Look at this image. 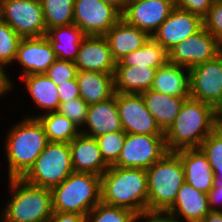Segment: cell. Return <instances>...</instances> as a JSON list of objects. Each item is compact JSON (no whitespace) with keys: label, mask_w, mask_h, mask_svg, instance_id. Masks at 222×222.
Listing matches in <instances>:
<instances>
[{"label":"cell","mask_w":222,"mask_h":222,"mask_svg":"<svg viewBox=\"0 0 222 222\" xmlns=\"http://www.w3.org/2000/svg\"><path fill=\"white\" fill-rule=\"evenodd\" d=\"M48 142L70 143L81 132L79 127L59 112H50L38 117Z\"/></svg>","instance_id":"cell-30"},{"label":"cell","mask_w":222,"mask_h":222,"mask_svg":"<svg viewBox=\"0 0 222 222\" xmlns=\"http://www.w3.org/2000/svg\"><path fill=\"white\" fill-rule=\"evenodd\" d=\"M80 98L88 105L105 101L115 95L113 74L77 70Z\"/></svg>","instance_id":"cell-24"},{"label":"cell","mask_w":222,"mask_h":222,"mask_svg":"<svg viewBox=\"0 0 222 222\" xmlns=\"http://www.w3.org/2000/svg\"><path fill=\"white\" fill-rule=\"evenodd\" d=\"M74 63L77 70L114 74L117 62L104 36L85 35Z\"/></svg>","instance_id":"cell-17"},{"label":"cell","mask_w":222,"mask_h":222,"mask_svg":"<svg viewBox=\"0 0 222 222\" xmlns=\"http://www.w3.org/2000/svg\"><path fill=\"white\" fill-rule=\"evenodd\" d=\"M151 89L174 97H190L189 69L167 62L157 69Z\"/></svg>","instance_id":"cell-25"},{"label":"cell","mask_w":222,"mask_h":222,"mask_svg":"<svg viewBox=\"0 0 222 222\" xmlns=\"http://www.w3.org/2000/svg\"><path fill=\"white\" fill-rule=\"evenodd\" d=\"M121 19V13L102 0H74L73 23L84 35L104 36Z\"/></svg>","instance_id":"cell-11"},{"label":"cell","mask_w":222,"mask_h":222,"mask_svg":"<svg viewBox=\"0 0 222 222\" xmlns=\"http://www.w3.org/2000/svg\"><path fill=\"white\" fill-rule=\"evenodd\" d=\"M46 31L73 24L74 0H40Z\"/></svg>","instance_id":"cell-31"},{"label":"cell","mask_w":222,"mask_h":222,"mask_svg":"<svg viewBox=\"0 0 222 222\" xmlns=\"http://www.w3.org/2000/svg\"><path fill=\"white\" fill-rule=\"evenodd\" d=\"M47 222H86V216L76 213L53 212Z\"/></svg>","instance_id":"cell-43"},{"label":"cell","mask_w":222,"mask_h":222,"mask_svg":"<svg viewBox=\"0 0 222 222\" xmlns=\"http://www.w3.org/2000/svg\"><path fill=\"white\" fill-rule=\"evenodd\" d=\"M174 8V0H129L121 18L151 37Z\"/></svg>","instance_id":"cell-14"},{"label":"cell","mask_w":222,"mask_h":222,"mask_svg":"<svg viewBox=\"0 0 222 222\" xmlns=\"http://www.w3.org/2000/svg\"><path fill=\"white\" fill-rule=\"evenodd\" d=\"M60 103L80 97V89L76 78L57 86Z\"/></svg>","instance_id":"cell-41"},{"label":"cell","mask_w":222,"mask_h":222,"mask_svg":"<svg viewBox=\"0 0 222 222\" xmlns=\"http://www.w3.org/2000/svg\"><path fill=\"white\" fill-rule=\"evenodd\" d=\"M5 138L8 179L22 178L48 143L45 129L38 118L23 116L8 128Z\"/></svg>","instance_id":"cell-1"},{"label":"cell","mask_w":222,"mask_h":222,"mask_svg":"<svg viewBox=\"0 0 222 222\" xmlns=\"http://www.w3.org/2000/svg\"><path fill=\"white\" fill-rule=\"evenodd\" d=\"M52 45L57 59L75 61L80 44L85 36L74 23L61 27H54L45 35Z\"/></svg>","instance_id":"cell-28"},{"label":"cell","mask_w":222,"mask_h":222,"mask_svg":"<svg viewBox=\"0 0 222 222\" xmlns=\"http://www.w3.org/2000/svg\"><path fill=\"white\" fill-rule=\"evenodd\" d=\"M201 222H222V211H210Z\"/></svg>","instance_id":"cell-46"},{"label":"cell","mask_w":222,"mask_h":222,"mask_svg":"<svg viewBox=\"0 0 222 222\" xmlns=\"http://www.w3.org/2000/svg\"><path fill=\"white\" fill-rule=\"evenodd\" d=\"M121 130L123 127L116 104L115 92V95L110 99L89 105L86 122L80 132L96 138L106 133Z\"/></svg>","instance_id":"cell-18"},{"label":"cell","mask_w":222,"mask_h":222,"mask_svg":"<svg viewBox=\"0 0 222 222\" xmlns=\"http://www.w3.org/2000/svg\"><path fill=\"white\" fill-rule=\"evenodd\" d=\"M216 110L201 101L188 98L183 102L175 121L164 132L168 152L199 148L215 130Z\"/></svg>","instance_id":"cell-3"},{"label":"cell","mask_w":222,"mask_h":222,"mask_svg":"<svg viewBox=\"0 0 222 222\" xmlns=\"http://www.w3.org/2000/svg\"><path fill=\"white\" fill-rule=\"evenodd\" d=\"M189 85L190 98L217 111L222 106V53L189 69Z\"/></svg>","instance_id":"cell-10"},{"label":"cell","mask_w":222,"mask_h":222,"mask_svg":"<svg viewBox=\"0 0 222 222\" xmlns=\"http://www.w3.org/2000/svg\"><path fill=\"white\" fill-rule=\"evenodd\" d=\"M88 107L89 105L79 97L60 103L57 112L66 116L81 129L86 122Z\"/></svg>","instance_id":"cell-36"},{"label":"cell","mask_w":222,"mask_h":222,"mask_svg":"<svg viewBox=\"0 0 222 222\" xmlns=\"http://www.w3.org/2000/svg\"><path fill=\"white\" fill-rule=\"evenodd\" d=\"M126 132L124 130L110 132L96 137L102 159L108 166H112L117 160L122 150Z\"/></svg>","instance_id":"cell-35"},{"label":"cell","mask_w":222,"mask_h":222,"mask_svg":"<svg viewBox=\"0 0 222 222\" xmlns=\"http://www.w3.org/2000/svg\"><path fill=\"white\" fill-rule=\"evenodd\" d=\"M221 44L204 27L168 52V62L188 69L215 58Z\"/></svg>","instance_id":"cell-12"},{"label":"cell","mask_w":222,"mask_h":222,"mask_svg":"<svg viewBox=\"0 0 222 222\" xmlns=\"http://www.w3.org/2000/svg\"><path fill=\"white\" fill-rule=\"evenodd\" d=\"M168 62V52L157 43L152 37L143 46L122 57L116 66H147L160 68Z\"/></svg>","instance_id":"cell-29"},{"label":"cell","mask_w":222,"mask_h":222,"mask_svg":"<svg viewBox=\"0 0 222 222\" xmlns=\"http://www.w3.org/2000/svg\"><path fill=\"white\" fill-rule=\"evenodd\" d=\"M168 152L164 135L126 134L113 166L147 170Z\"/></svg>","instance_id":"cell-9"},{"label":"cell","mask_w":222,"mask_h":222,"mask_svg":"<svg viewBox=\"0 0 222 222\" xmlns=\"http://www.w3.org/2000/svg\"><path fill=\"white\" fill-rule=\"evenodd\" d=\"M25 85L26 91L31 97L34 107L42 110V114L30 115L26 117L38 118L40 115L55 112L60 105L57 85L46 74L25 75L20 78Z\"/></svg>","instance_id":"cell-23"},{"label":"cell","mask_w":222,"mask_h":222,"mask_svg":"<svg viewBox=\"0 0 222 222\" xmlns=\"http://www.w3.org/2000/svg\"><path fill=\"white\" fill-rule=\"evenodd\" d=\"M72 172L69 143L48 142L22 179L33 186L52 189Z\"/></svg>","instance_id":"cell-7"},{"label":"cell","mask_w":222,"mask_h":222,"mask_svg":"<svg viewBox=\"0 0 222 222\" xmlns=\"http://www.w3.org/2000/svg\"><path fill=\"white\" fill-rule=\"evenodd\" d=\"M12 77L9 76L8 71L2 66H0V99L6 93H11V90H14V81L12 80Z\"/></svg>","instance_id":"cell-44"},{"label":"cell","mask_w":222,"mask_h":222,"mask_svg":"<svg viewBox=\"0 0 222 222\" xmlns=\"http://www.w3.org/2000/svg\"><path fill=\"white\" fill-rule=\"evenodd\" d=\"M104 37L109 44L114 60L118 62L128 53L141 48L150 36L121 18Z\"/></svg>","instance_id":"cell-22"},{"label":"cell","mask_w":222,"mask_h":222,"mask_svg":"<svg viewBox=\"0 0 222 222\" xmlns=\"http://www.w3.org/2000/svg\"><path fill=\"white\" fill-rule=\"evenodd\" d=\"M69 148L74 172L101 176L108 169L94 137L80 133L69 143Z\"/></svg>","instance_id":"cell-19"},{"label":"cell","mask_w":222,"mask_h":222,"mask_svg":"<svg viewBox=\"0 0 222 222\" xmlns=\"http://www.w3.org/2000/svg\"><path fill=\"white\" fill-rule=\"evenodd\" d=\"M102 1L113 6L122 14L129 0H102Z\"/></svg>","instance_id":"cell-45"},{"label":"cell","mask_w":222,"mask_h":222,"mask_svg":"<svg viewBox=\"0 0 222 222\" xmlns=\"http://www.w3.org/2000/svg\"><path fill=\"white\" fill-rule=\"evenodd\" d=\"M137 214L129 209L99 202L87 215L86 222H136Z\"/></svg>","instance_id":"cell-33"},{"label":"cell","mask_w":222,"mask_h":222,"mask_svg":"<svg viewBox=\"0 0 222 222\" xmlns=\"http://www.w3.org/2000/svg\"><path fill=\"white\" fill-rule=\"evenodd\" d=\"M207 195L210 210L222 211V186L212 187Z\"/></svg>","instance_id":"cell-42"},{"label":"cell","mask_w":222,"mask_h":222,"mask_svg":"<svg viewBox=\"0 0 222 222\" xmlns=\"http://www.w3.org/2000/svg\"><path fill=\"white\" fill-rule=\"evenodd\" d=\"M214 171L213 187L222 186V135L216 130L209 134L199 147Z\"/></svg>","instance_id":"cell-32"},{"label":"cell","mask_w":222,"mask_h":222,"mask_svg":"<svg viewBox=\"0 0 222 222\" xmlns=\"http://www.w3.org/2000/svg\"><path fill=\"white\" fill-rule=\"evenodd\" d=\"M184 167L185 182L203 193L213 187L214 171L200 148H187L175 151Z\"/></svg>","instance_id":"cell-21"},{"label":"cell","mask_w":222,"mask_h":222,"mask_svg":"<svg viewBox=\"0 0 222 222\" xmlns=\"http://www.w3.org/2000/svg\"><path fill=\"white\" fill-rule=\"evenodd\" d=\"M77 67L73 61L56 59L45 73L57 86L76 78Z\"/></svg>","instance_id":"cell-37"},{"label":"cell","mask_w":222,"mask_h":222,"mask_svg":"<svg viewBox=\"0 0 222 222\" xmlns=\"http://www.w3.org/2000/svg\"><path fill=\"white\" fill-rule=\"evenodd\" d=\"M215 130L222 135V114L218 110L215 114Z\"/></svg>","instance_id":"cell-47"},{"label":"cell","mask_w":222,"mask_h":222,"mask_svg":"<svg viewBox=\"0 0 222 222\" xmlns=\"http://www.w3.org/2000/svg\"><path fill=\"white\" fill-rule=\"evenodd\" d=\"M116 104L123 130L130 134L164 135L141 94L117 93Z\"/></svg>","instance_id":"cell-13"},{"label":"cell","mask_w":222,"mask_h":222,"mask_svg":"<svg viewBox=\"0 0 222 222\" xmlns=\"http://www.w3.org/2000/svg\"><path fill=\"white\" fill-rule=\"evenodd\" d=\"M180 222L167 211L146 210L136 216V222Z\"/></svg>","instance_id":"cell-40"},{"label":"cell","mask_w":222,"mask_h":222,"mask_svg":"<svg viewBox=\"0 0 222 222\" xmlns=\"http://www.w3.org/2000/svg\"><path fill=\"white\" fill-rule=\"evenodd\" d=\"M8 202L0 222H47L53 214L51 189L33 186L22 178H10Z\"/></svg>","instance_id":"cell-4"},{"label":"cell","mask_w":222,"mask_h":222,"mask_svg":"<svg viewBox=\"0 0 222 222\" xmlns=\"http://www.w3.org/2000/svg\"><path fill=\"white\" fill-rule=\"evenodd\" d=\"M202 27L203 22L200 16L175 7L151 37L169 52Z\"/></svg>","instance_id":"cell-15"},{"label":"cell","mask_w":222,"mask_h":222,"mask_svg":"<svg viewBox=\"0 0 222 222\" xmlns=\"http://www.w3.org/2000/svg\"><path fill=\"white\" fill-rule=\"evenodd\" d=\"M210 211L207 193L198 191L186 182L182 184L176 200L167 210L180 222H201Z\"/></svg>","instance_id":"cell-20"},{"label":"cell","mask_w":222,"mask_h":222,"mask_svg":"<svg viewBox=\"0 0 222 222\" xmlns=\"http://www.w3.org/2000/svg\"><path fill=\"white\" fill-rule=\"evenodd\" d=\"M51 192L54 212L86 216L101 201V176L72 172Z\"/></svg>","instance_id":"cell-5"},{"label":"cell","mask_w":222,"mask_h":222,"mask_svg":"<svg viewBox=\"0 0 222 222\" xmlns=\"http://www.w3.org/2000/svg\"><path fill=\"white\" fill-rule=\"evenodd\" d=\"M21 37L3 20L0 19V66L6 70L15 65L18 45Z\"/></svg>","instance_id":"cell-34"},{"label":"cell","mask_w":222,"mask_h":222,"mask_svg":"<svg viewBox=\"0 0 222 222\" xmlns=\"http://www.w3.org/2000/svg\"><path fill=\"white\" fill-rule=\"evenodd\" d=\"M0 19L21 38H39L47 33L40 0H5L0 3Z\"/></svg>","instance_id":"cell-8"},{"label":"cell","mask_w":222,"mask_h":222,"mask_svg":"<svg viewBox=\"0 0 222 222\" xmlns=\"http://www.w3.org/2000/svg\"><path fill=\"white\" fill-rule=\"evenodd\" d=\"M148 210L167 211L185 182L184 167L175 152H167L147 170Z\"/></svg>","instance_id":"cell-6"},{"label":"cell","mask_w":222,"mask_h":222,"mask_svg":"<svg viewBox=\"0 0 222 222\" xmlns=\"http://www.w3.org/2000/svg\"><path fill=\"white\" fill-rule=\"evenodd\" d=\"M175 7L181 10L188 11L203 18L214 0H174Z\"/></svg>","instance_id":"cell-39"},{"label":"cell","mask_w":222,"mask_h":222,"mask_svg":"<svg viewBox=\"0 0 222 222\" xmlns=\"http://www.w3.org/2000/svg\"><path fill=\"white\" fill-rule=\"evenodd\" d=\"M202 22L203 27L222 44V0L213 2Z\"/></svg>","instance_id":"cell-38"},{"label":"cell","mask_w":222,"mask_h":222,"mask_svg":"<svg viewBox=\"0 0 222 222\" xmlns=\"http://www.w3.org/2000/svg\"><path fill=\"white\" fill-rule=\"evenodd\" d=\"M57 56L46 36L22 38L14 63L21 67V75L45 74Z\"/></svg>","instance_id":"cell-16"},{"label":"cell","mask_w":222,"mask_h":222,"mask_svg":"<svg viewBox=\"0 0 222 222\" xmlns=\"http://www.w3.org/2000/svg\"><path fill=\"white\" fill-rule=\"evenodd\" d=\"M218 111L222 114V106L218 109Z\"/></svg>","instance_id":"cell-48"},{"label":"cell","mask_w":222,"mask_h":222,"mask_svg":"<svg viewBox=\"0 0 222 222\" xmlns=\"http://www.w3.org/2000/svg\"><path fill=\"white\" fill-rule=\"evenodd\" d=\"M156 71V68L147 66H116L113 74L115 92L141 94L148 91Z\"/></svg>","instance_id":"cell-26"},{"label":"cell","mask_w":222,"mask_h":222,"mask_svg":"<svg viewBox=\"0 0 222 222\" xmlns=\"http://www.w3.org/2000/svg\"><path fill=\"white\" fill-rule=\"evenodd\" d=\"M101 202L137 215L148 210L147 171L109 166L101 175Z\"/></svg>","instance_id":"cell-2"},{"label":"cell","mask_w":222,"mask_h":222,"mask_svg":"<svg viewBox=\"0 0 222 222\" xmlns=\"http://www.w3.org/2000/svg\"><path fill=\"white\" fill-rule=\"evenodd\" d=\"M157 125L165 132L175 121L183 102L190 97H174L149 89L141 93Z\"/></svg>","instance_id":"cell-27"}]
</instances>
